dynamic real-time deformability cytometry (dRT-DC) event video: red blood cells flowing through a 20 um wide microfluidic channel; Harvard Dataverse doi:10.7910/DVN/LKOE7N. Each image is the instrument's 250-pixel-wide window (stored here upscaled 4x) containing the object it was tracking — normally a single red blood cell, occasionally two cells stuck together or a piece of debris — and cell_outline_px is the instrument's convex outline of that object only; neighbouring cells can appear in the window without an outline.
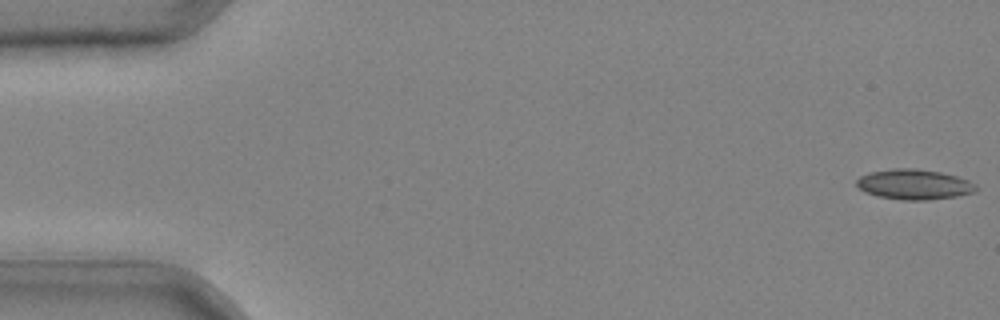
{"species": "common noctule bat (a hibernating species)", "species_latin": "Nyctalus noctula", "temperature_condition": "cold", "stored_images_in_passage": 42, "camera_frame_rate_fps": 3000, "um_per_image_px": 0.085, "animal": {"sex": "male", "body_mass_g": 20.4}, "frame": {"image": 1, "passage_image": 1, "time_ms": 0.0, "image_size_px": [1000, 320], "cell_outline_px": [[980, 188], [976, 192], [956, 196], [924, 200], [904, 200], [880, 196], [864, 192], [856, 184], [856, 180], [860, 176], [868, 172], [892, 168], [916, 168], [940, 172], [956, 176], [968, 180], [976, 184]], "centroid_in_image_um": [77.71, 15.66], "position_along_channel_um": 7.3, "area_um2": 21.1}}
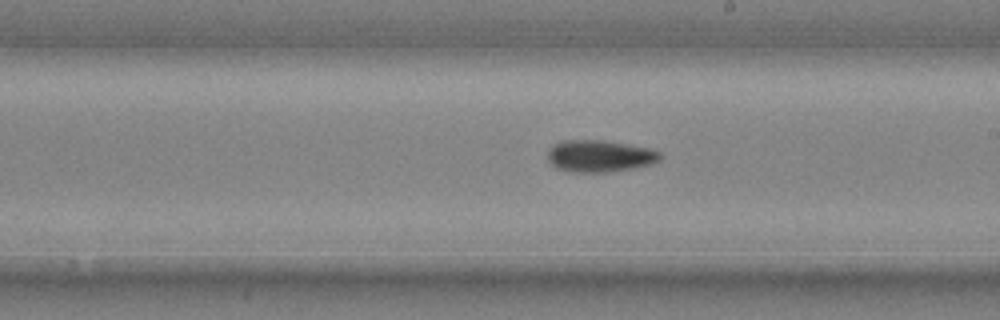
{"frame": {"image": 2, "passage_image": 25, "time_ms": 8.0, "image_size_px": [1000, 320], "cell_outline_px": [[660, 160], [652, 164], [632, 168], [608, 172], [572, 172], [556, 168], [548, 160], [548, 152], [552, 144], [560, 140], [600, 140], [628, 144], [652, 148], [660, 152]], "centroid_in_image_um": [50.96, 13.25], "position_along_channel_um": 238.0, "area_um2": 21.04}}
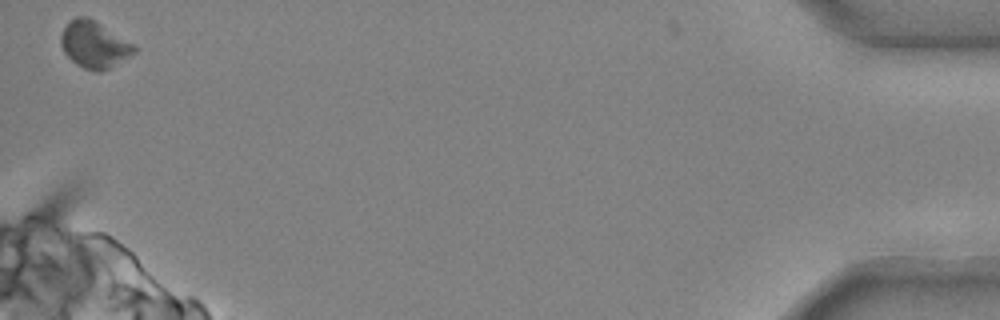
{"frame": {"image": 3, "passage_image": 42, "time_ms": 13.667, "image_size_px": [1000, 320], "cell_outline_px": [[136, 52], [108, 68], [100, 72], [96, 72], [84, 68], [76, 64], [64, 52], [60, 44], [60, 36], [64, 28], [76, 16], [88, 16], [96, 20], [136, 44]], "centroid_in_image_um": [8.03, 3.77], "position_along_channel_um": 427.2, "area_um2": 20.06}}